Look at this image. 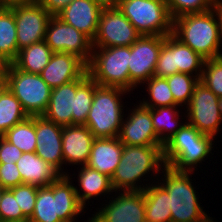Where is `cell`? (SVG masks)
Listing matches in <instances>:
<instances>
[{"label":"cell","mask_w":222,"mask_h":222,"mask_svg":"<svg viewBox=\"0 0 222 222\" xmlns=\"http://www.w3.org/2000/svg\"><path fill=\"white\" fill-rule=\"evenodd\" d=\"M73 0H38V3L51 15L57 16Z\"/></svg>","instance_id":"41"},{"label":"cell","mask_w":222,"mask_h":222,"mask_svg":"<svg viewBox=\"0 0 222 222\" xmlns=\"http://www.w3.org/2000/svg\"><path fill=\"white\" fill-rule=\"evenodd\" d=\"M114 194V195H113ZM104 200L97 212L91 214L92 222H144L145 200L143 190L115 191Z\"/></svg>","instance_id":"12"},{"label":"cell","mask_w":222,"mask_h":222,"mask_svg":"<svg viewBox=\"0 0 222 222\" xmlns=\"http://www.w3.org/2000/svg\"><path fill=\"white\" fill-rule=\"evenodd\" d=\"M172 34L205 60L222 56L220 23L214 8L176 17Z\"/></svg>","instance_id":"3"},{"label":"cell","mask_w":222,"mask_h":222,"mask_svg":"<svg viewBox=\"0 0 222 222\" xmlns=\"http://www.w3.org/2000/svg\"><path fill=\"white\" fill-rule=\"evenodd\" d=\"M219 110H220V114L222 117V97L219 98V104H218Z\"/></svg>","instance_id":"47"},{"label":"cell","mask_w":222,"mask_h":222,"mask_svg":"<svg viewBox=\"0 0 222 222\" xmlns=\"http://www.w3.org/2000/svg\"><path fill=\"white\" fill-rule=\"evenodd\" d=\"M213 219H215V218H212V217H210L207 221H205V222H217L216 220L214 221Z\"/></svg>","instance_id":"49"},{"label":"cell","mask_w":222,"mask_h":222,"mask_svg":"<svg viewBox=\"0 0 222 222\" xmlns=\"http://www.w3.org/2000/svg\"><path fill=\"white\" fill-rule=\"evenodd\" d=\"M2 136L23 153L36 152L35 116L15 124Z\"/></svg>","instance_id":"33"},{"label":"cell","mask_w":222,"mask_h":222,"mask_svg":"<svg viewBox=\"0 0 222 222\" xmlns=\"http://www.w3.org/2000/svg\"><path fill=\"white\" fill-rule=\"evenodd\" d=\"M200 81L218 98L222 97V56L204 61Z\"/></svg>","instance_id":"35"},{"label":"cell","mask_w":222,"mask_h":222,"mask_svg":"<svg viewBox=\"0 0 222 222\" xmlns=\"http://www.w3.org/2000/svg\"><path fill=\"white\" fill-rule=\"evenodd\" d=\"M52 54V50L43 40L19 50L12 64L24 72L40 74L49 63Z\"/></svg>","instance_id":"28"},{"label":"cell","mask_w":222,"mask_h":222,"mask_svg":"<svg viewBox=\"0 0 222 222\" xmlns=\"http://www.w3.org/2000/svg\"><path fill=\"white\" fill-rule=\"evenodd\" d=\"M28 117L20 101L7 89L0 98V136Z\"/></svg>","instance_id":"32"},{"label":"cell","mask_w":222,"mask_h":222,"mask_svg":"<svg viewBox=\"0 0 222 222\" xmlns=\"http://www.w3.org/2000/svg\"><path fill=\"white\" fill-rule=\"evenodd\" d=\"M86 71V64L76 55L59 52L51 55L40 75L53 89L79 79Z\"/></svg>","instance_id":"20"},{"label":"cell","mask_w":222,"mask_h":222,"mask_svg":"<svg viewBox=\"0 0 222 222\" xmlns=\"http://www.w3.org/2000/svg\"><path fill=\"white\" fill-rule=\"evenodd\" d=\"M204 61V58L171 33L163 36L154 76L165 78L176 73H186L200 79Z\"/></svg>","instance_id":"10"},{"label":"cell","mask_w":222,"mask_h":222,"mask_svg":"<svg viewBox=\"0 0 222 222\" xmlns=\"http://www.w3.org/2000/svg\"><path fill=\"white\" fill-rule=\"evenodd\" d=\"M216 0H165L172 19L188 13H203L214 8Z\"/></svg>","instance_id":"36"},{"label":"cell","mask_w":222,"mask_h":222,"mask_svg":"<svg viewBox=\"0 0 222 222\" xmlns=\"http://www.w3.org/2000/svg\"><path fill=\"white\" fill-rule=\"evenodd\" d=\"M7 89H8V84L6 76H0V98Z\"/></svg>","instance_id":"45"},{"label":"cell","mask_w":222,"mask_h":222,"mask_svg":"<svg viewBox=\"0 0 222 222\" xmlns=\"http://www.w3.org/2000/svg\"><path fill=\"white\" fill-rule=\"evenodd\" d=\"M8 63L0 56V76H5Z\"/></svg>","instance_id":"46"},{"label":"cell","mask_w":222,"mask_h":222,"mask_svg":"<svg viewBox=\"0 0 222 222\" xmlns=\"http://www.w3.org/2000/svg\"><path fill=\"white\" fill-rule=\"evenodd\" d=\"M101 10L95 0H73L57 16L93 41L97 34Z\"/></svg>","instance_id":"21"},{"label":"cell","mask_w":222,"mask_h":222,"mask_svg":"<svg viewBox=\"0 0 222 222\" xmlns=\"http://www.w3.org/2000/svg\"><path fill=\"white\" fill-rule=\"evenodd\" d=\"M18 52L13 9L0 8V56L11 64Z\"/></svg>","instance_id":"29"},{"label":"cell","mask_w":222,"mask_h":222,"mask_svg":"<svg viewBox=\"0 0 222 222\" xmlns=\"http://www.w3.org/2000/svg\"><path fill=\"white\" fill-rule=\"evenodd\" d=\"M16 166L21 174L22 184L46 187L62 176L55 167L40 158L36 152L23 153L17 160Z\"/></svg>","instance_id":"24"},{"label":"cell","mask_w":222,"mask_h":222,"mask_svg":"<svg viewBox=\"0 0 222 222\" xmlns=\"http://www.w3.org/2000/svg\"><path fill=\"white\" fill-rule=\"evenodd\" d=\"M68 172L46 187H38L35 208L29 222H79L88 208L79 202L74 180ZM85 212V213H84ZM82 214V215H81Z\"/></svg>","instance_id":"2"},{"label":"cell","mask_w":222,"mask_h":222,"mask_svg":"<svg viewBox=\"0 0 222 222\" xmlns=\"http://www.w3.org/2000/svg\"><path fill=\"white\" fill-rule=\"evenodd\" d=\"M141 35L118 8H105L99 16L93 47L131 46Z\"/></svg>","instance_id":"15"},{"label":"cell","mask_w":222,"mask_h":222,"mask_svg":"<svg viewBox=\"0 0 222 222\" xmlns=\"http://www.w3.org/2000/svg\"><path fill=\"white\" fill-rule=\"evenodd\" d=\"M83 222H92V221H91V218H90V217H88V220L83 221Z\"/></svg>","instance_id":"50"},{"label":"cell","mask_w":222,"mask_h":222,"mask_svg":"<svg viewBox=\"0 0 222 222\" xmlns=\"http://www.w3.org/2000/svg\"><path fill=\"white\" fill-rule=\"evenodd\" d=\"M184 115H186L185 109L184 108L182 109L181 106L178 105L151 108V118H152L153 128L159 138V141L163 145L187 121L186 116Z\"/></svg>","instance_id":"26"},{"label":"cell","mask_w":222,"mask_h":222,"mask_svg":"<svg viewBox=\"0 0 222 222\" xmlns=\"http://www.w3.org/2000/svg\"><path fill=\"white\" fill-rule=\"evenodd\" d=\"M165 78L167 79L174 102L178 106L185 108L190 102L194 87L198 84L200 79L186 73H176Z\"/></svg>","instance_id":"34"},{"label":"cell","mask_w":222,"mask_h":222,"mask_svg":"<svg viewBox=\"0 0 222 222\" xmlns=\"http://www.w3.org/2000/svg\"><path fill=\"white\" fill-rule=\"evenodd\" d=\"M130 94L121 88L99 86L94 81V96L85 126L95 138L119 137L127 107L123 100Z\"/></svg>","instance_id":"6"},{"label":"cell","mask_w":222,"mask_h":222,"mask_svg":"<svg viewBox=\"0 0 222 222\" xmlns=\"http://www.w3.org/2000/svg\"><path fill=\"white\" fill-rule=\"evenodd\" d=\"M44 41L53 53H70L76 55L86 65L90 62L93 51L92 40L58 16L50 18Z\"/></svg>","instance_id":"13"},{"label":"cell","mask_w":222,"mask_h":222,"mask_svg":"<svg viewBox=\"0 0 222 222\" xmlns=\"http://www.w3.org/2000/svg\"><path fill=\"white\" fill-rule=\"evenodd\" d=\"M62 130L63 126L43 116H35L36 154L65 175Z\"/></svg>","instance_id":"18"},{"label":"cell","mask_w":222,"mask_h":222,"mask_svg":"<svg viewBox=\"0 0 222 222\" xmlns=\"http://www.w3.org/2000/svg\"><path fill=\"white\" fill-rule=\"evenodd\" d=\"M215 140L213 136L199 132L186 121L164 144V163L177 171L197 172V166L201 164L202 167L203 162L214 154L212 150L217 143Z\"/></svg>","instance_id":"4"},{"label":"cell","mask_w":222,"mask_h":222,"mask_svg":"<svg viewBox=\"0 0 222 222\" xmlns=\"http://www.w3.org/2000/svg\"><path fill=\"white\" fill-rule=\"evenodd\" d=\"M130 46L93 47L88 76L99 86L117 87L130 93Z\"/></svg>","instance_id":"7"},{"label":"cell","mask_w":222,"mask_h":222,"mask_svg":"<svg viewBox=\"0 0 222 222\" xmlns=\"http://www.w3.org/2000/svg\"><path fill=\"white\" fill-rule=\"evenodd\" d=\"M148 97L139 100V103L146 108H156L162 106L177 105L174 102L167 79L164 77L153 76L142 84ZM142 100V101H141Z\"/></svg>","instance_id":"31"},{"label":"cell","mask_w":222,"mask_h":222,"mask_svg":"<svg viewBox=\"0 0 222 222\" xmlns=\"http://www.w3.org/2000/svg\"><path fill=\"white\" fill-rule=\"evenodd\" d=\"M75 94L76 80L53 88L43 117L61 126L72 125V113H75Z\"/></svg>","instance_id":"25"},{"label":"cell","mask_w":222,"mask_h":222,"mask_svg":"<svg viewBox=\"0 0 222 222\" xmlns=\"http://www.w3.org/2000/svg\"><path fill=\"white\" fill-rule=\"evenodd\" d=\"M218 104L219 98L199 81L194 87L190 102L184 108L187 122L199 132L218 139L216 136L222 130V117Z\"/></svg>","instance_id":"11"},{"label":"cell","mask_w":222,"mask_h":222,"mask_svg":"<svg viewBox=\"0 0 222 222\" xmlns=\"http://www.w3.org/2000/svg\"><path fill=\"white\" fill-rule=\"evenodd\" d=\"M94 139V135L85 125L63 126L62 152L65 175L70 171L67 167L77 165L79 168L87 164Z\"/></svg>","instance_id":"19"},{"label":"cell","mask_w":222,"mask_h":222,"mask_svg":"<svg viewBox=\"0 0 222 222\" xmlns=\"http://www.w3.org/2000/svg\"><path fill=\"white\" fill-rule=\"evenodd\" d=\"M98 5L102 8H117L121 0H95Z\"/></svg>","instance_id":"43"},{"label":"cell","mask_w":222,"mask_h":222,"mask_svg":"<svg viewBox=\"0 0 222 222\" xmlns=\"http://www.w3.org/2000/svg\"><path fill=\"white\" fill-rule=\"evenodd\" d=\"M5 188L0 184V199L2 196V193L4 192Z\"/></svg>","instance_id":"48"},{"label":"cell","mask_w":222,"mask_h":222,"mask_svg":"<svg viewBox=\"0 0 222 222\" xmlns=\"http://www.w3.org/2000/svg\"><path fill=\"white\" fill-rule=\"evenodd\" d=\"M145 216L150 222H171L169 193L157 181L144 190Z\"/></svg>","instance_id":"27"},{"label":"cell","mask_w":222,"mask_h":222,"mask_svg":"<svg viewBox=\"0 0 222 222\" xmlns=\"http://www.w3.org/2000/svg\"><path fill=\"white\" fill-rule=\"evenodd\" d=\"M123 152V144L119 137L95 138L87 166L112 177L119 165Z\"/></svg>","instance_id":"23"},{"label":"cell","mask_w":222,"mask_h":222,"mask_svg":"<svg viewBox=\"0 0 222 222\" xmlns=\"http://www.w3.org/2000/svg\"><path fill=\"white\" fill-rule=\"evenodd\" d=\"M9 190L14 194L15 199H17L22 213L29 219L35 208L38 187L23 183Z\"/></svg>","instance_id":"38"},{"label":"cell","mask_w":222,"mask_h":222,"mask_svg":"<svg viewBox=\"0 0 222 222\" xmlns=\"http://www.w3.org/2000/svg\"><path fill=\"white\" fill-rule=\"evenodd\" d=\"M133 106L132 109L126 108L119 133L120 142L129 146H164L153 128L151 108L139 102Z\"/></svg>","instance_id":"16"},{"label":"cell","mask_w":222,"mask_h":222,"mask_svg":"<svg viewBox=\"0 0 222 222\" xmlns=\"http://www.w3.org/2000/svg\"><path fill=\"white\" fill-rule=\"evenodd\" d=\"M0 222H28L9 189L4 190L0 199Z\"/></svg>","instance_id":"37"},{"label":"cell","mask_w":222,"mask_h":222,"mask_svg":"<svg viewBox=\"0 0 222 222\" xmlns=\"http://www.w3.org/2000/svg\"><path fill=\"white\" fill-rule=\"evenodd\" d=\"M94 96V80L87 71L76 80L75 113H72V125H85Z\"/></svg>","instance_id":"30"},{"label":"cell","mask_w":222,"mask_h":222,"mask_svg":"<svg viewBox=\"0 0 222 222\" xmlns=\"http://www.w3.org/2000/svg\"><path fill=\"white\" fill-rule=\"evenodd\" d=\"M18 50L43 41L52 17L38 2L13 7Z\"/></svg>","instance_id":"17"},{"label":"cell","mask_w":222,"mask_h":222,"mask_svg":"<svg viewBox=\"0 0 222 222\" xmlns=\"http://www.w3.org/2000/svg\"><path fill=\"white\" fill-rule=\"evenodd\" d=\"M165 166L163 146L123 144L119 165L111 177L112 188L114 191L144 190L152 181L157 182Z\"/></svg>","instance_id":"1"},{"label":"cell","mask_w":222,"mask_h":222,"mask_svg":"<svg viewBox=\"0 0 222 222\" xmlns=\"http://www.w3.org/2000/svg\"><path fill=\"white\" fill-rule=\"evenodd\" d=\"M141 36H167L172 33L165 0H121L117 7Z\"/></svg>","instance_id":"8"},{"label":"cell","mask_w":222,"mask_h":222,"mask_svg":"<svg viewBox=\"0 0 222 222\" xmlns=\"http://www.w3.org/2000/svg\"><path fill=\"white\" fill-rule=\"evenodd\" d=\"M163 36H140L130 46V92L154 76ZM138 87V88H137Z\"/></svg>","instance_id":"14"},{"label":"cell","mask_w":222,"mask_h":222,"mask_svg":"<svg viewBox=\"0 0 222 222\" xmlns=\"http://www.w3.org/2000/svg\"><path fill=\"white\" fill-rule=\"evenodd\" d=\"M77 185L74 186L79 202L87 208L89 200H96L98 197L108 199L115 191L111 185V178L87 165L77 168ZM107 195V196H106ZM106 197V198H105ZM87 202V203H86Z\"/></svg>","instance_id":"22"},{"label":"cell","mask_w":222,"mask_h":222,"mask_svg":"<svg viewBox=\"0 0 222 222\" xmlns=\"http://www.w3.org/2000/svg\"><path fill=\"white\" fill-rule=\"evenodd\" d=\"M38 2V0H0V8L11 9L16 6H25Z\"/></svg>","instance_id":"42"},{"label":"cell","mask_w":222,"mask_h":222,"mask_svg":"<svg viewBox=\"0 0 222 222\" xmlns=\"http://www.w3.org/2000/svg\"><path fill=\"white\" fill-rule=\"evenodd\" d=\"M193 174L195 172L177 171L169 166L160 173L157 181L169 193L171 222H205L210 218L200 205L199 192L196 191L199 188L193 185Z\"/></svg>","instance_id":"5"},{"label":"cell","mask_w":222,"mask_h":222,"mask_svg":"<svg viewBox=\"0 0 222 222\" xmlns=\"http://www.w3.org/2000/svg\"><path fill=\"white\" fill-rule=\"evenodd\" d=\"M22 154L20 149L0 136V163H16Z\"/></svg>","instance_id":"40"},{"label":"cell","mask_w":222,"mask_h":222,"mask_svg":"<svg viewBox=\"0 0 222 222\" xmlns=\"http://www.w3.org/2000/svg\"><path fill=\"white\" fill-rule=\"evenodd\" d=\"M5 76L8 89L20 101L27 115L43 116L49 104L52 88L41 75L24 72L11 63L6 68Z\"/></svg>","instance_id":"9"},{"label":"cell","mask_w":222,"mask_h":222,"mask_svg":"<svg viewBox=\"0 0 222 222\" xmlns=\"http://www.w3.org/2000/svg\"><path fill=\"white\" fill-rule=\"evenodd\" d=\"M214 10L217 13L220 23V36L222 41V0H216L214 4Z\"/></svg>","instance_id":"44"},{"label":"cell","mask_w":222,"mask_h":222,"mask_svg":"<svg viewBox=\"0 0 222 222\" xmlns=\"http://www.w3.org/2000/svg\"><path fill=\"white\" fill-rule=\"evenodd\" d=\"M0 184L5 189H11L22 184V177L16 163H0Z\"/></svg>","instance_id":"39"}]
</instances>
